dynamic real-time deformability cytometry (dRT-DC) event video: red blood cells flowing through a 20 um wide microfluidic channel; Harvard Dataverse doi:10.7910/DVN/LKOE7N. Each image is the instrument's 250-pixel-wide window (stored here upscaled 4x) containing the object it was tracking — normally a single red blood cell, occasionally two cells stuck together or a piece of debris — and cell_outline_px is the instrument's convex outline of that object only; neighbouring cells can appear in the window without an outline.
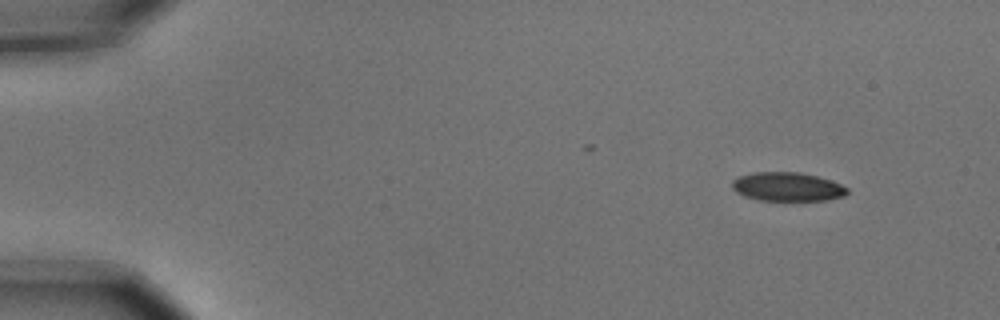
{"species": "common noctule bat (a hibernating species)", "species_latin": "Nyctalus noctula", "temperature_condition": "cold", "stored_images_in_passage": 9, "camera_frame_rate_fps": 3000, "um_per_image_px": 0.085, "animal": {"sex": "male", "body_mass_g": 15.6}, "frame": {"image": 1, "passage_image": 1, "time_ms": 0.0, "image_size_px": [1000, 320], "cell_outline_px": [[848, 192], [844, 196], [828, 200], [760, 200], [744, 196], [736, 192], [732, 188], [732, 180], [740, 176], [756, 172], [800, 172], [832, 180], [848, 188]], "centroid_in_image_um": [66.94, 15.87], "position_along_channel_um": 18.1, "area_um2": 19.31}}
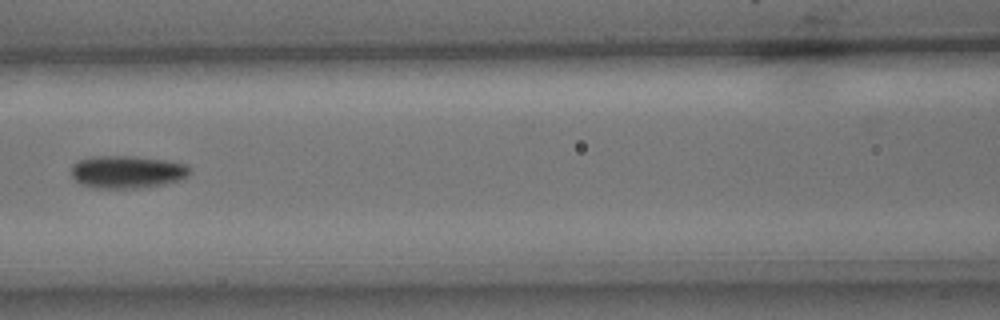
{"frame": {"image": 2, "passage_image": 6, "time_ms": 1.667, "image_size_px": [1000, 320], "cell_outline_px": [[192, 172], [188, 176], [180, 180], [164, 184], [140, 188], [92, 188], [80, 184], [72, 180], [72, 164], [80, 160], [92, 156], [132, 156], [164, 160], [188, 164]], "centroid_in_image_um": [10.8, 14.62], "position_along_channel_um": 155.8, "area_um2": 22.83}}
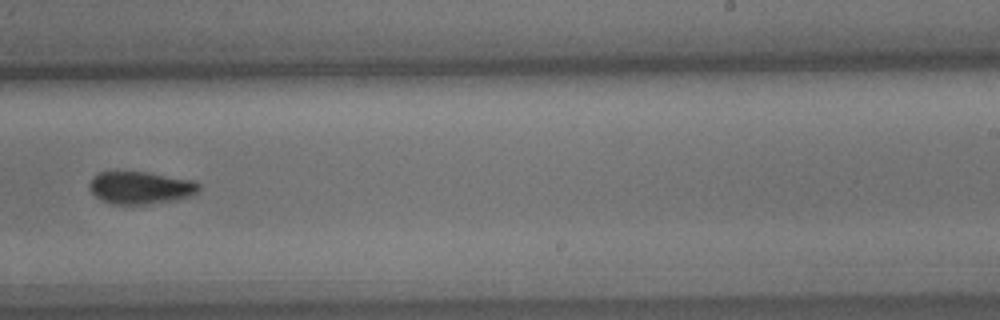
{"frame": {"image": 3, "passage_image": 9, "time_ms": 2.667, "image_size_px": [1000, 320], "cell_outline_px": [[200, 188], [192, 196], [180, 200], [148, 204], [112, 204], [100, 200], [88, 188], [88, 184], [92, 176], [100, 172], [148, 172], [192, 180], [200, 184]], "centroid_in_image_um": [11.94, 15.96], "position_along_channel_um": 277.1, "area_um2": 20.98}}